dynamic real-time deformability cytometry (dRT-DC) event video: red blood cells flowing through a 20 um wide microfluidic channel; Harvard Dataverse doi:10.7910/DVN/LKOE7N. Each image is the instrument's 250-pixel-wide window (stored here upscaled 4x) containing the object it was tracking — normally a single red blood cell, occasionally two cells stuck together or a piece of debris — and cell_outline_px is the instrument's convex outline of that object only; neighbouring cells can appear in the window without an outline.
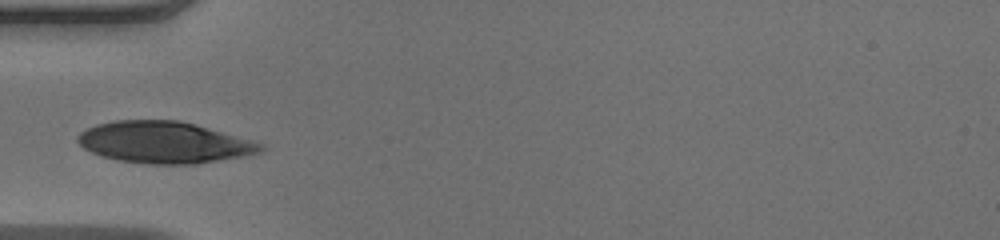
{"species": "human", "species_latin": "Homo sapiens", "temperature_condition": "warm", "stored_images_in_passage": 27, "camera_frame_rate_fps": 3000, "um_per_image_px": 0.085, "donor": {"sex": "male"}, "frame": {"image": 1, "passage_image": 1, "time_ms": 0.0, "image_size_px": [1000, 240], "cell_outline_px": [[268, 148], [260, 152], [244, 156], [196, 164], [148, 164], [120, 160], [104, 156], [92, 152], [84, 148], [76, 140], [76, 136], [80, 132], [96, 124], [112, 120], [180, 120], [196, 124], [256, 140], [264, 144]], "centroid_in_image_um": [14.02, 12.09], "position_along_channel_um": 71.0, "area_um2": 44.74}}
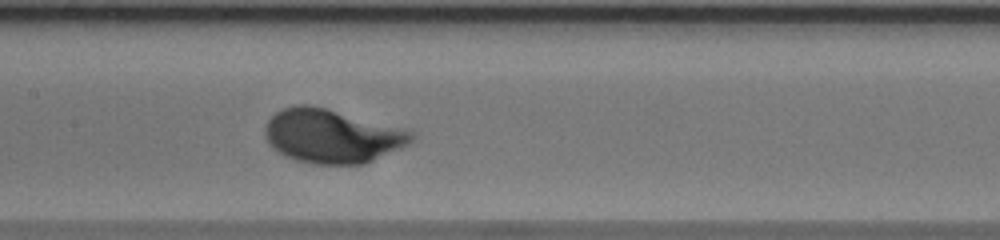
{"frame": {"image": 2, "passage_image": 9, "time_ms": 2.667, "image_size_px": [1000, 240], "cell_outline_px": [[416, 136], [408, 144], [400, 148], [364, 164], [316, 164], [296, 160], [272, 148], [268, 144], [264, 132], [264, 128], [268, 120], [276, 112], [284, 108], [296, 104], [308, 104], [404, 128], [412, 132]], "centroid_in_image_um": [28.2, 11.56], "position_along_channel_um": 179.2, "area_um2": 45.6}}
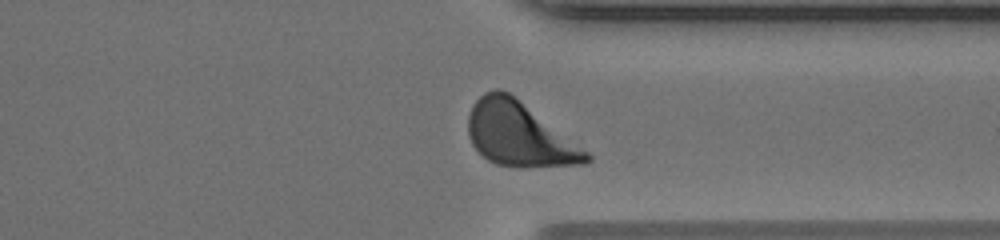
{"frame": {"image": 3, "passage_image": 23, "time_ms": 7.333, "image_size_px": [1000, 240], "cell_outline_px": [[592, 160], [584, 164], [524, 168], [516, 168], [496, 164], [488, 160], [472, 144], [468, 136], [468, 116], [472, 104], [484, 92], [496, 88], [500, 88], [508, 92], [588, 152], [592, 156]], "centroid_in_image_um": [44.1, 11.44], "position_along_channel_um": 367.3, "area_um2": 43.81}, "authors_computed_cell_mechanics": {"area_um2": 44.3326, "velocity_mm_per_s": 4.0353, "shape_relaxation_time_tau1_ms": 2.1985, "shape_relaxation_time_tau2_ms": null, "deformation_change_tau1": 0.1577, "deformation_change_tau2": null}}